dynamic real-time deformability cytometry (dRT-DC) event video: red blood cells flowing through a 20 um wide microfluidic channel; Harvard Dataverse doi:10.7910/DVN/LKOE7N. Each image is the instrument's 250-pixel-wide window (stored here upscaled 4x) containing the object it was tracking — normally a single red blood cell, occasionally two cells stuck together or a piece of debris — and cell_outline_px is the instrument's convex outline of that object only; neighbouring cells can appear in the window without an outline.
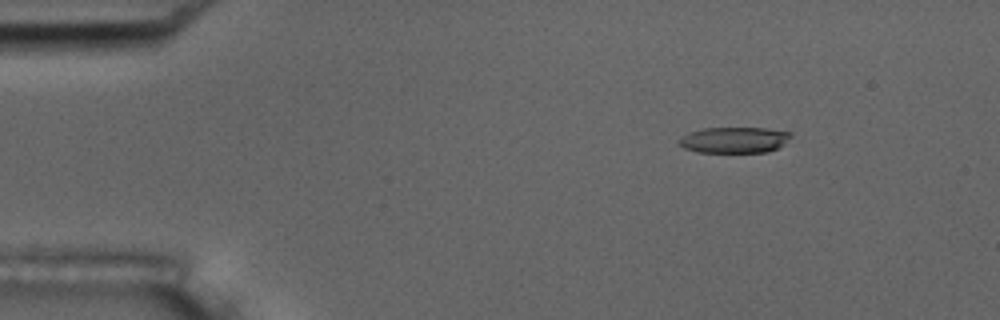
{"species": "common noctule bat (a hibernating species)", "species_latin": "Nyctalus noctula", "temperature_condition": "room temperature", "stored_images_in_passage": 13, "camera_frame_rate_fps": 3000, "um_per_image_px": 0.085, "animal": {"sex": "male", "body_mass_g": 17.5, "forearm_length_mm": 52.3}, "frame": {"image": 1, "passage_image": 3, "time_ms": 0.667, "image_size_px": [1000, 320], "cell_outline_px": [[792, 132], [784, 144], [768, 152], [696, 152], [684, 148], [680, 144], [680, 136], [688, 132], [704, 128], [764, 128]], "centroid_in_image_um": [62.38, 11.89], "position_along_channel_um": 22.6, "area_um2": 16.82}}